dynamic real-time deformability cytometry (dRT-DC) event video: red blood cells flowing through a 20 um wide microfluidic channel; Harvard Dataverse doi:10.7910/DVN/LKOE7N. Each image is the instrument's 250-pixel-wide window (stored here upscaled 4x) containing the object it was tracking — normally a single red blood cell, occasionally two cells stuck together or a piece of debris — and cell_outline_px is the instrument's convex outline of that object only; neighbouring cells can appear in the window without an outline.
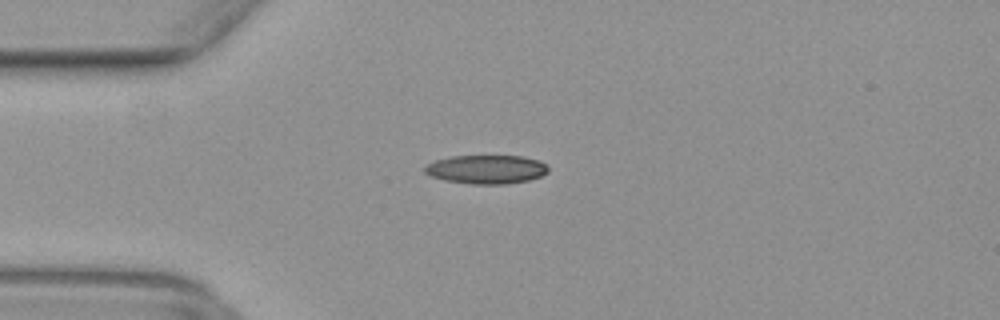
{"species": "common noctule bat (a hibernating species)", "species_latin": "Nyctalus noctula", "temperature_condition": "warm", "stored_images_in_passage": 37, "camera_frame_rate_fps": 3000, "um_per_image_px": 0.085, "animal": {"sex": "female", "body_mass_g": 29.2, "forearm_length_mm": 56.3}, "frame": {"image": 1, "passage_image": 2, "time_ms": 0.333, "image_size_px": [1000, 320], "cell_outline_px": [[548, 172], [540, 176], [528, 180], [504, 184], [472, 184], [444, 180], [432, 176], [424, 172], [424, 168], [428, 164], [436, 160], [452, 156], [520, 156], [540, 160], [548, 168]], "centroid_in_image_um": [41.34, 14.39], "position_along_channel_um": 43.7, "area_um2": 20.52}}
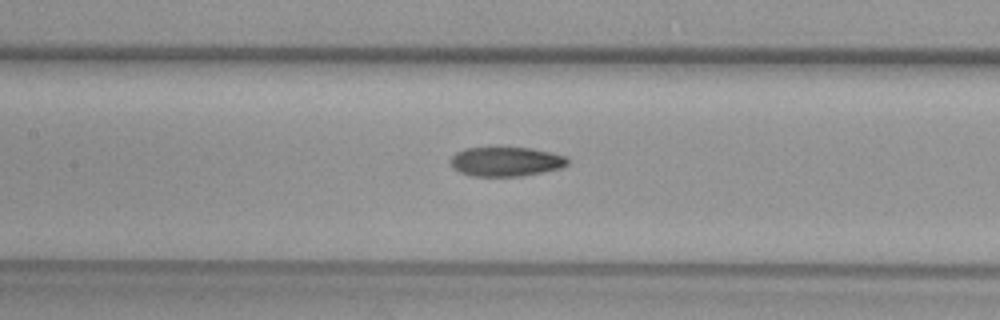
{"frame": {"image": 2, "passage_image": 12, "time_ms": 3.667, "image_size_px": [1000, 320], "cell_outline_px": [[568, 164], [560, 168], [520, 176], [472, 176], [460, 172], [452, 164], [452, 156], [456, 152], [464, 148], [532, 148], [564, 156], [568, 160]], "centroid_in_image_um": [43.0, 13.73], "position_along_channel_um": 164.4, "area_um2": 19.59}}
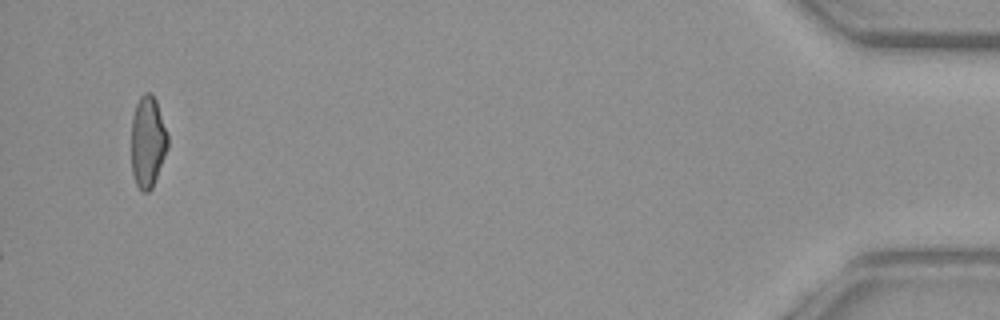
{"frame": {"image": 3, "passage_image": 37, "time_ms": 12.0, "image_size_px": [1000, 320], "cell_outline_px": [[168, 148], [152, 188], [148, 192], [140, 192], [136, 184], [132, 172], [132, 116], [136, 104], [140, 96], [144, 92], [152, 92], [156, 100], [168, 136]], "centroid_in_image_um": [12.55, 12.05], "position_along_channel_um": 422.6, "area_um2": 19.48}}